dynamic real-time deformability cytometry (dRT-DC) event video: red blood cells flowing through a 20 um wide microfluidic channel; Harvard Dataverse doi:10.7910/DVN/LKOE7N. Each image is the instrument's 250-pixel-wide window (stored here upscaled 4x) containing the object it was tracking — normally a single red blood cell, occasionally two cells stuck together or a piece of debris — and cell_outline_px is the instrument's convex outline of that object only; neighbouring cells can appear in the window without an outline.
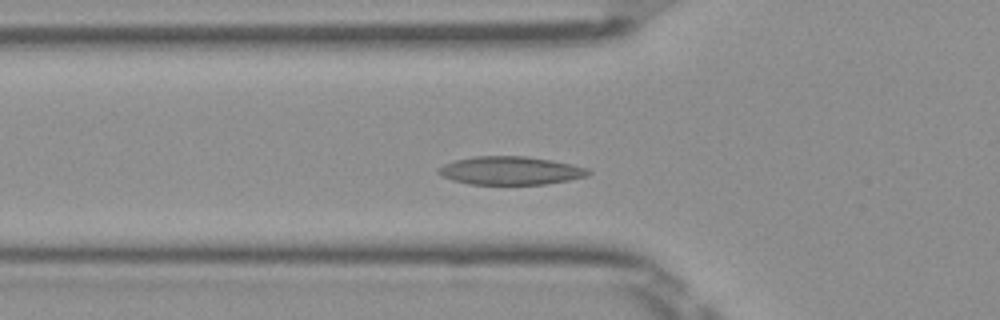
{"species": "Egyptian fruit bat (a non-hibernating species)", "species_latin": "Rousettus aegyptiacus", "temperature_condition": "room temperature", "stored_images_in_passage": 46, "camera_frame_rate_fps": 3000, "um_per_image_px": 0.085, "frame": {"image": 1, "passage_image": 13, "time_ms": 4.0, "image_size_px": [1000, 320], "cell_outline_px": [[592, 172], [588, 176], [568, 180], [544, 184], [468, 184], [452, 180], [440, 176], [436, 172], [436, 168], [444, 164], [456, 160], [472, 156], [524, 156], [552, 160], [572, 164], [588, 168]], "centroid_in_image_um": [43.36, 14.5], "position_along_channel_um": 82.4, "area_um2": 24.85}}
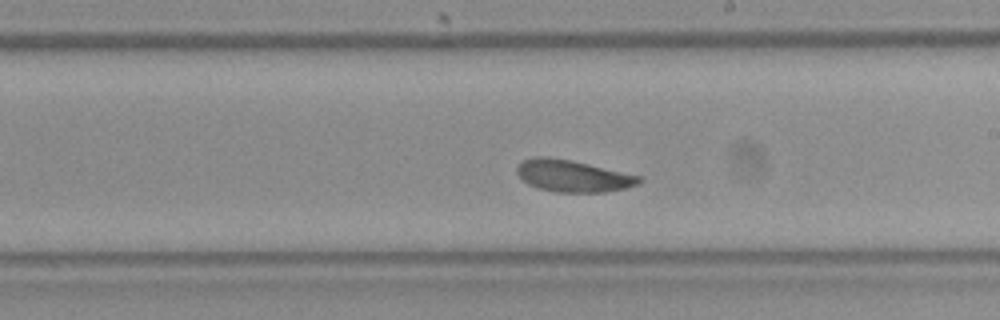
{"frame": {"image": 2, "passage_image": 25, "time_ms": 8.0, "image_size_px": [1000, 320], "cell_outline_px": [[644, 180], [640, 184], [624, 188], [604, 192], [556, 192], [536, 188], [528, 184], [516, 172], [516, 168], [524, 160], [536, 156], [544, 156], [572, 160], [640, 176]], "centroid_in_image_um": [48.7, 14.96], "position_along_channel_um": 240.3, "area_um2": 22.6}}
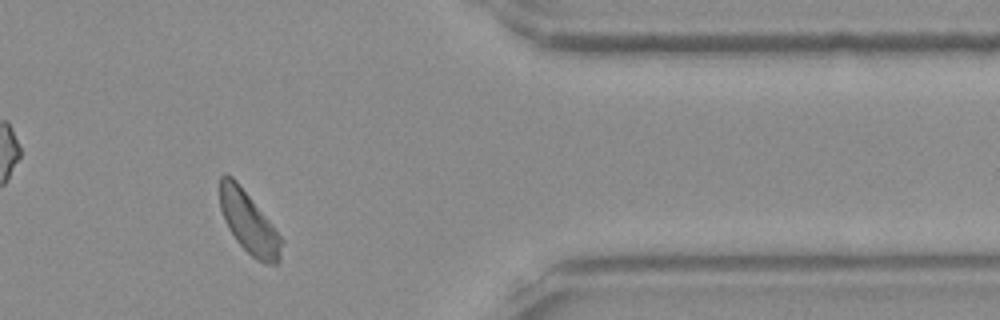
{"frame": {"image": 3, "passage_image": 38, "time_ms": 12.333, "image_size_px": [1000, 320], "cell_outline_px": [[284, 240], [280, 264], [264, 264], [256, 260], [236, 240], [228, 228], [224, 220], [220, 208], [220, 176], [224, 172], [232, 176], [236, 180], [272, 224]], "centroid_in_image_um": [21.17, 18.95], "position_along_channel_um": 390.2, "area_um2": 22.37}, "authors_computed_cell_mechanics": {"area_um2": 23.0333, "velocity_mm_per_s": 3.932, "shape_relaxation_time_tau1_ms": 1.5906, "shape_relaxation_time_tau2_ms": 2.1411, "deformation_change_tau1": 0.082, "deformation_change_tau2": 0.062}}